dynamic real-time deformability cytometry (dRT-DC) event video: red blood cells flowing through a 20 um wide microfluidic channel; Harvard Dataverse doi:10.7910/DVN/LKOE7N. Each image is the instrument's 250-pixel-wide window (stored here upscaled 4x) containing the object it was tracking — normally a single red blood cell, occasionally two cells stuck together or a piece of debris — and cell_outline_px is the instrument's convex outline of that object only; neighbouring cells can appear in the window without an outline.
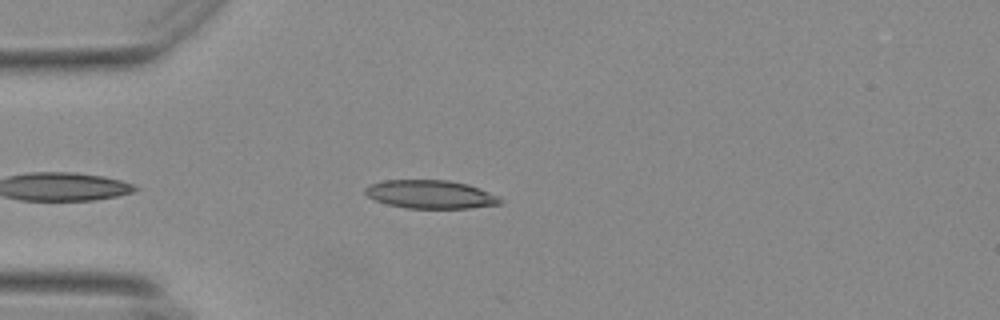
{"species": "Egyptian fruit bat (a non-hibernating species)", "species_latin": "Rousettus aegyptiacus", "temperature_condition": "warm", "stored_images_in_passage": 4, "camera_frame_rate_fps": 3000, "um_per_image_px": 0.085, "animal": {"sex": "female"}, "frame": {"image": 1, "passage_image": 2, "time_ms": 0.333, "image_size_px": [1000, 320], "cell_outline_px": [[504, 200], [500, 204], [472, 208], [408, 208], [388, 204], [376, 200], [368, 196], [364, 192], [364, 188], [368, 184], [384, 180], [448, 180], [468, 184], [496, 196]], "centroid_in_image_um": [36.56, 16.51], "position_along_channel_um": 48.4, "area_um2": 22.2}}